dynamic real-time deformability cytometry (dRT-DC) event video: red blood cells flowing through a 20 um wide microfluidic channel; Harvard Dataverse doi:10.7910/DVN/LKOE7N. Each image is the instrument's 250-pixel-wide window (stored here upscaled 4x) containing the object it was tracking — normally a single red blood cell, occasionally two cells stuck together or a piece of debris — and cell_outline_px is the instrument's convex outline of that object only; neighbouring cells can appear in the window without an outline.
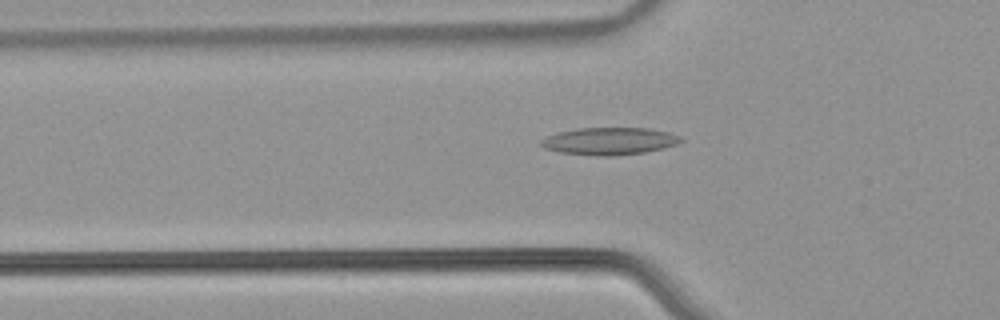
{"species": "common noctule bat (a hibernating species)", "species_latin": "Nyctalus noctula", "temperature_condition": "warm", "stored_images_in_passage": 40, "camera_frame_rate_fps": 3000, "um_per_image_px": 0.085, "animal": {"sex": "male", "body_mass_g": 21.5, "forearm_length_mm": 52.0}, "frame": {"image": 1, "passage_image": 10, "time_ms": 3.0, "image_size_px": [1000, 320], "cell_outline_px": [[684, 140], [676, 144], [664, 148], [644, 152], [612, 156], [596, 156], [560, 152], [544, 148], [540, 144], [540, 140], [548, 136], [560, 132], [576, 128], [648, 128], [668, 132], [680, 136]], "centroid_in_image_um": [51.81, 11.99], "position_along_channel_um": 74.0, "area_um2": 22.2}}
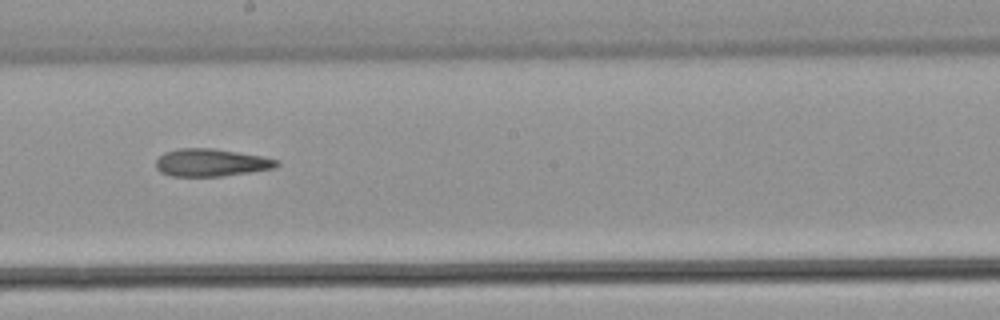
{"frame": {"image": 2, "passage_image": 22, "time_ms": 7.0, "image_size_px": [1000, 320], "cell_outline_px": [[280, 164], [276, 168], [224, 176], [172, 176], [160, 172], [156, 168], [156, 160], [164, 152], [180, 148], [212, 148], [264, 156], [280, 160]], "centroid_in_image_um": [17.98, 13.82], "position_along_channel_um": 230.2, "area_um2": 19.59}}
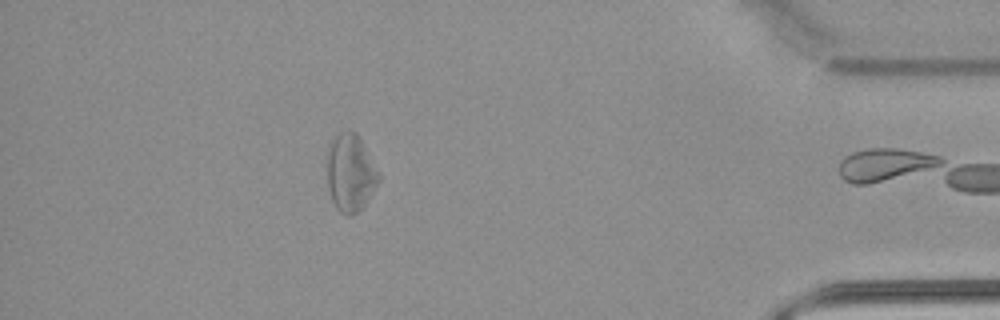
{"frame": {"image": 3, "passage_image": 39, "time_ms": 12.667, "image_size_px": [1000, 320], "cell_outline_px": [[380, 180], [368, 200], [352, 216], [348, 216], [340, 212], [336, 208], [332, 200], [328, 184], [328, 148], [332, 140], [340, 132], [356, 132], [380, 172]], "centroid_in_image_um": [29.81, 14.71], "position_along_channel_um": 405.4, "area_um2": 23.0}}